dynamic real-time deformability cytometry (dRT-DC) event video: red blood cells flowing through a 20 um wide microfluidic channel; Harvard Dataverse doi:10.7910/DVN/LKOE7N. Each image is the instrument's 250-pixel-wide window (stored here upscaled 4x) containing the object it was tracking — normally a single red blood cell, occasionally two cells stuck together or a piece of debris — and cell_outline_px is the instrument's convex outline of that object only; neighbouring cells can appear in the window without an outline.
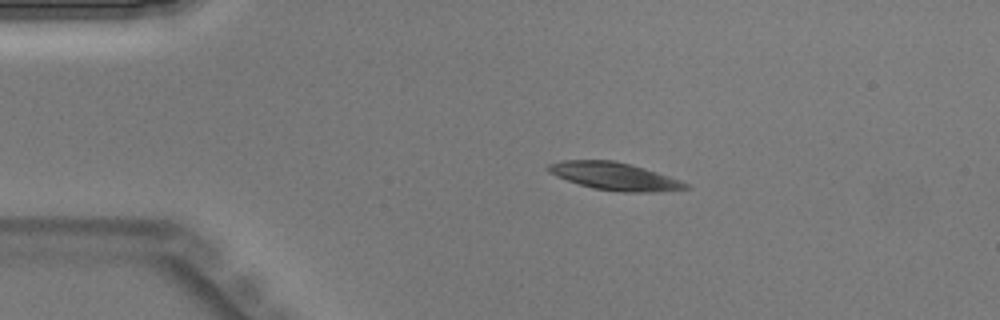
{"species": "Egyptian fruit bat (a non-hibernating species)", "species_latin": "Rousettus aegyptiacus", "temperature_condition": "warm", "stored_images_in_passage": 36, "camera_frame_rate_fps": 3000, "um_per_image_px": 0.085, "animal": {"sex": "male"}, "frame": {"image": 1, "passage_image": 1, "time_ms": 0.0, "image_size_px": [1000, 320], "cell_outline_px": [[688, 188], [652, 192], [624, 192], [596, 188], [580, 184], [556, 176], [548, 172], [544, 168], [548, 164], [564, 160], [612, 160], [632, 164], [680, 180], [688, 184]], "centroid_in_image_um": [52.19, 14.96], "position_along_channel_um": 32.8, "area_um2": 21.79}}
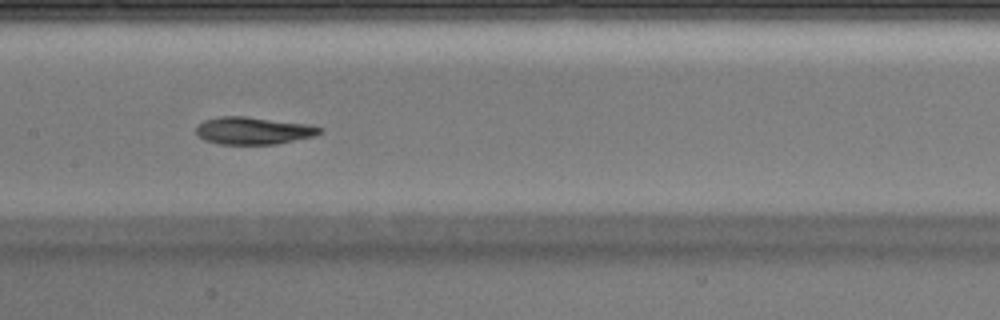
{"frame": {"image": 2, "passage_image": 14, "time_ms": 4.333, "image_size_px": [1000, 320], "cell_outline_px": [[324, 132], [312, 136], [276, 144], [220, 144], [204, 140], [196, 136], [196, 128], [204, 120], [220, 116], [244, 116], [312, 124], [324, 128]], "centroid_in_image_um": [21.55, 11.1], "position_along_channel_um": 185.8, "area_um2": 19.88}}
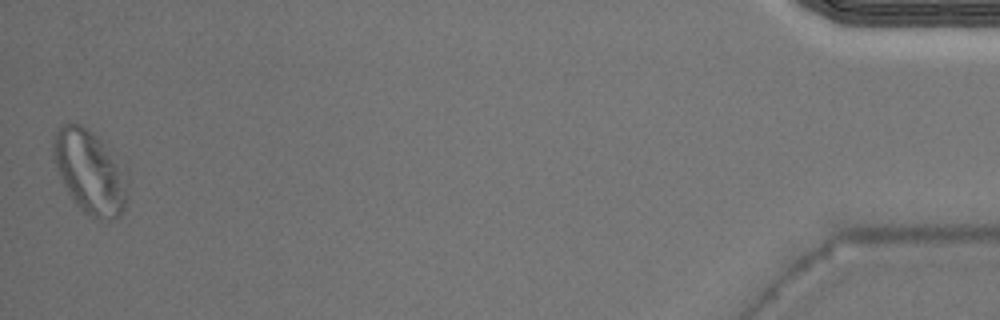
{"frame": {"image": 3, "passage_image": 36, "time_ms": 11.667, "image_size_px": [1000, 320], "cell_outline_px": [[128, 200], [120, 216], [100, 220], [84, 212], [76, 204], [68, 192], [60, 176], [56, 164], [52, 148], [52, 144], [56, 132], [60, 124], [80, 124], [100, 140], [120, 168]], "centroid_in_image_um": [7.58, 14.64], "position_along_channel_um": 427.6, "area_um2": 34.45}}